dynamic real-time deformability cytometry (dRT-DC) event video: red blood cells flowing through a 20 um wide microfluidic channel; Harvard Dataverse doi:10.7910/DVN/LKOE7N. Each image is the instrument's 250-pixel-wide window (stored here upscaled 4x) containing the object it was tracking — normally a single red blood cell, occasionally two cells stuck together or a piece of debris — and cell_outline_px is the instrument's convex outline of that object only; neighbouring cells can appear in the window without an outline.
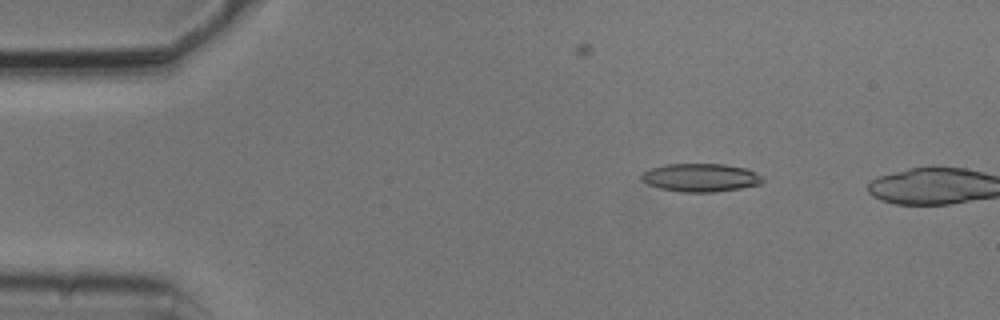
{"species": "common noctule bat (a hibernating species)", "species_latin": "Nyctalus noctula", "temperature_condition": "cold", "stored_images_in_passage": 4, "camera_frame_rate_fps": 3000, "um_per_image_px": 0.085, "animal": {"sex": "male", "body_mass_g": 20.5, "forearm_length_mm": 52.5}, "frame": {"image": 1, "passage_image": 3, "time_ms": 0.667, "image_size_px": [1000, 320], "cell_outline_px": [[764, 180], [760, 184], [740, 188], [712, 192], [680, 192], [660, 188], [648, 184], [640, 180], [640, 176], [644, 172], [652, 168], [668, 164], [724, 164], [748, 168], [760, 176]], "centroid_in_image_um": [59.54, 15.09], "position_along_channel_um": 25.5, "area_um2": 19.83}}